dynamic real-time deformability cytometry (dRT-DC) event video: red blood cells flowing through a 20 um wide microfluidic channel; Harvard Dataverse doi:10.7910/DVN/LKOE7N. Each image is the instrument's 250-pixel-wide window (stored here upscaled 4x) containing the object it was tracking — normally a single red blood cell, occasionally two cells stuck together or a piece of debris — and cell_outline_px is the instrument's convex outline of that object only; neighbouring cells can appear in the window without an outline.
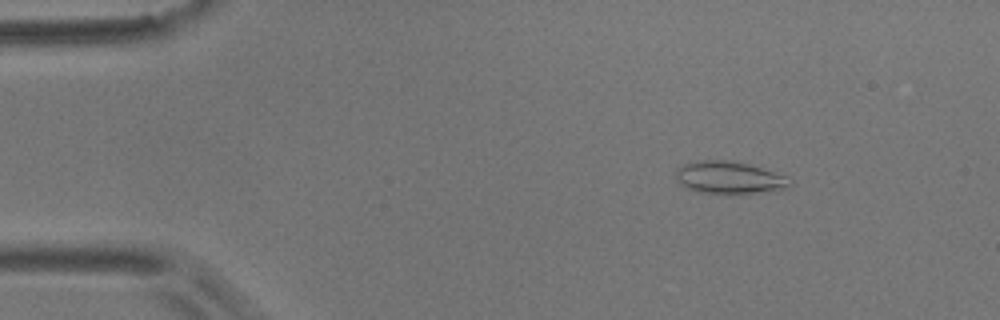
{"species": "common noctule bat (a hibernating species)", "species_latin": "Nyctalus noctula", "temperature_condition": "room temperature", "stored_images_in_passage": 3, "camera_frame_rate_fps": 3000, "um_per_image_px": 0.085, "animal": {"sex": "male", "body_mass_g": 17.9}, "frame": {"image": 1, "passage_image": 1, "time_ms": 0.0, "image_size_px": [1000, 320], "cell_outline_px": [[792, 184], [788, 188], [760, 192], [696, 192], [680, 184], [676, 180], [676, 168], [684, 164], [700, 160], [724, 160], [748, 164], [788, 176]], "centroid_in_image_um": [61.97, 15.08], "position_along_channel_um": 23.0, "area_um2": 21.1}}